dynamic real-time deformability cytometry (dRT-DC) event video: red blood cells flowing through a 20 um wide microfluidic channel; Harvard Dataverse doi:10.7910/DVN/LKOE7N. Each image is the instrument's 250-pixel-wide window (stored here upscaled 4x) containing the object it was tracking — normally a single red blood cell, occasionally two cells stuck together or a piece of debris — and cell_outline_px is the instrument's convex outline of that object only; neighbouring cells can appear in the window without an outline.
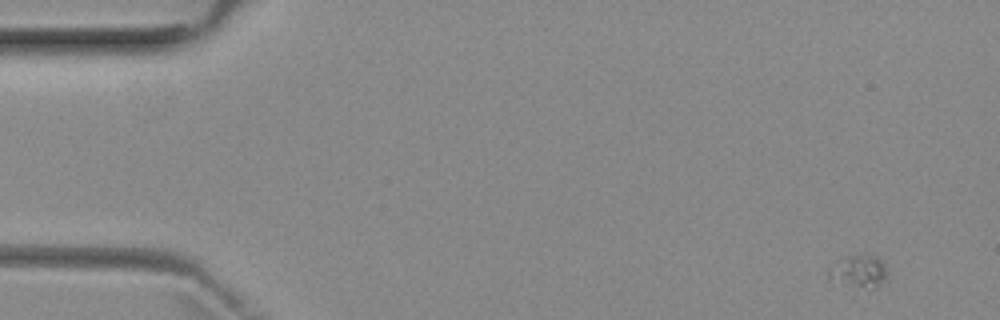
{"species": "common noctule bat (a hibernating species)", "species_latin": "Nyctalus noctula", "temperature_condition": "room temperature", "stored_images_in_passage": 4, "camera_frame_rate_fps": 3000, "um_per_image_px": 0.085, "animal": {"sex": "female", "body_mass_g": 29.2, "forearm_length_mm": 56.3}, "frame": {"image": 1, "passage_image": 1, "time_ms": 0.0, "image_size_px": [1000, 320], "cell_outline_px": [[888, 276], [876, 288], [872, 288], [828, 280], [828, 268], [836, 260], [860, 252], [876, 256], [884, 264], [888, 272]], "centroid_in_image_um": [72.99, 23.0], "position_along_channel_um": 12.0, "area_um2": 11.27}}